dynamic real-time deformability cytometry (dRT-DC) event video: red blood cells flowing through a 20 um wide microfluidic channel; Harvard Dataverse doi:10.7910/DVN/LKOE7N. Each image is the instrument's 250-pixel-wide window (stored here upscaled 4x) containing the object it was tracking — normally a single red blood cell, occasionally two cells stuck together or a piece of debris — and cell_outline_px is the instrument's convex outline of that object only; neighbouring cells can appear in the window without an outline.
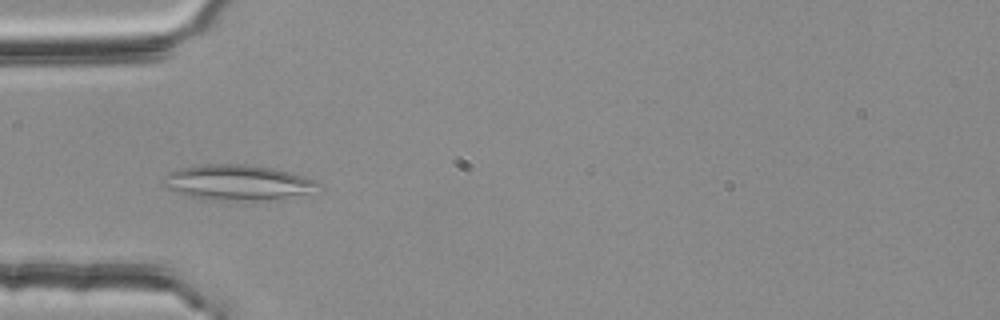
{"species": "common noctule bat (a hibernating species)", "species_latin": "Nyctalus noctula", "temperature_condition": "room temperature", "stored_images_in_passage": 44, "camera_frame_rate_fps": 3000, "um_per_image_px": 0.085, "animal": {"sex": "female", "body_mass_g": 25.1}, "frame": {"image": 1, "passage_image": 9, "time_ms": 2.667, "image_size_px": [1000, 320], "cell_outline_px": [[320, 184], [304, 192], [268, 200], [208, 200], [184, 196], [172, 192], [164, 188], [164, 180], [168, 172], [180, 168], [204, 164], [240, 164], [276, 168], [316, 180]], "centroid_in_image_um": [20.05, 15.51], "position_along_channel_um": 65.0, "area_um2": 31.56}}
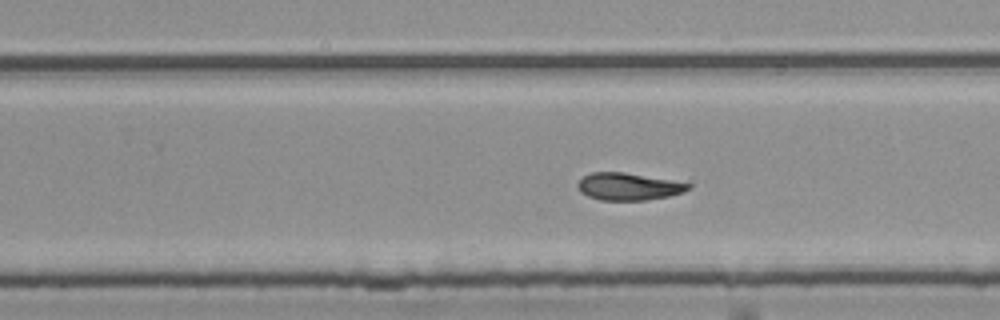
{"frame": {"image": 2, "passage_image": 26, "time_ms": 8.333, "image_size_px": [1000, 320], "cell_outline_px": [[692, 188], [684, 192], [668, 196], [648, 200], [600, 200], [588, 196], [580, 192], [576, 188], [576, 184], [584, 176], [592, 172], [624, 172], [692, 184]], "centroid_in_image_um": [53.4, 15.86], "position_along_channel_um": 276.4, "area_um2": 17.57}}
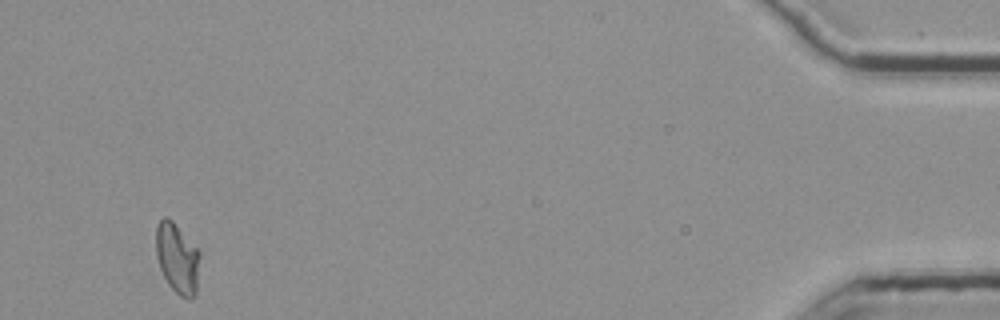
{"frame": {"image": 3, "passage_image": 44, "time_ms": 14.333, "image_size_px": [1000, 320], "cell_outline_px": [[200, 256], [196, 292], [192, 300], [188, 300], [180, 296], [168, 284], [160, 268], [156, 256], [156, 228], [160, 220], [164, 216], [168, 216], [172, 220], [200, 252]], "centroid_in_image_um": [15.07, 21.96], "position_along_channel_um": 420.1, "area_um2": 17.98}, "authors_computed_cell_mechanics": {"area_um2": 18.0914, "velocity_mm_per_s": 3.752, "shape_relaxation_time_tau1_ms": null, "shape_relaxation_time_tau2_ms": 10.7822, "deformation_change_tau1": null, "deformation_change_tau2": 0.1325}}